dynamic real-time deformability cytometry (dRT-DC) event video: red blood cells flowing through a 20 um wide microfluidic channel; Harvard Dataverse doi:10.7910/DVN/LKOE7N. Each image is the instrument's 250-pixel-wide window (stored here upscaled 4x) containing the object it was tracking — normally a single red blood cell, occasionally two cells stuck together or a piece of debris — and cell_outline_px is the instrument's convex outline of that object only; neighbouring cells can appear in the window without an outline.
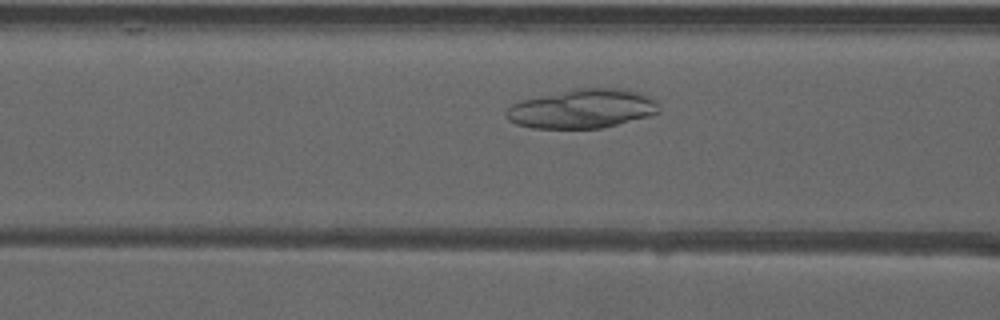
{"species": "common noctule bat (a hibernating species)", "species_latin": "Nyctalus noctula", "temperature_condition": "warm", "stored_images_in_passage": 45, "camera_frame_rate_fps": 3000, "um_per_image_px": 0.085, "animal": {"sex": "male", "forearm_length_mm": 52.5}, "frame": {"image": 1, "passage_image": 14, "time_ms": 4.333, "image_size_px": [1000, 320], "cell_outline_px": [[660, 112], [648, 116], [600, 128], [532, 128], [516, 124], [508, 120], [504, 116], [504, 112], [512, 104], [520, 100], [576, 88], [620, 88], [652, 96], [656, 100]], "centroid_in_image_um": [49.46, 9.24], "position_along_channel_um": 117.1, "area_um2": 34.8}}
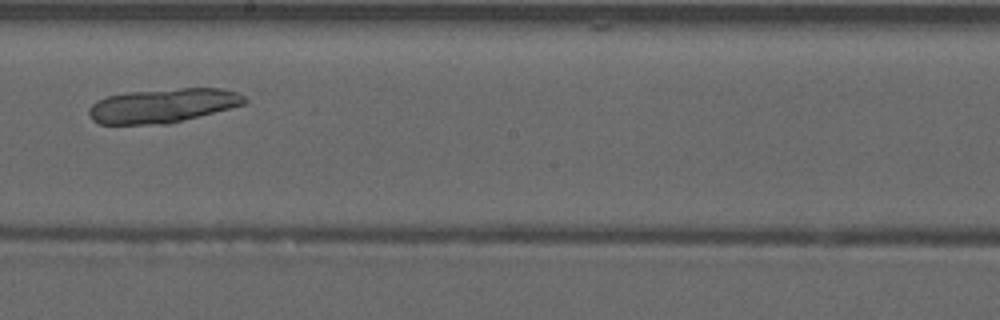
{"frame": {"image": 2, "passage_image": 23, "time_ms": 7.333, "image_size_px": [1000, 320], "cell_outline_px": [[248, 100], [244, 104], [168, 124], [100, 124], [92, 120], [88, 112], [88, 108], [96, 100], [108, 96], [128, 92], [180, 88], [224, 88], [240, 92]], "centroid_in_image_um": [13.83, 8.97], "position_along_channel_um": 234.4, "area_um2": 31.04}}
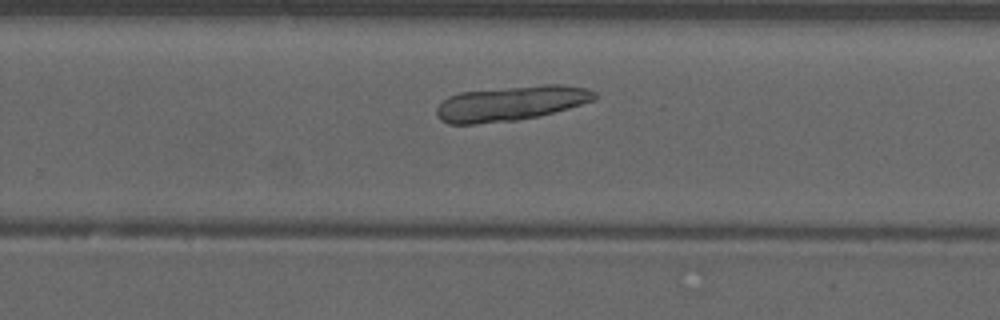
{"frame": {"image": 3, "passage_image": 27, "time_ms": 8.667, "image_size_px": [1000, 320], "cell_outline_px": [[596, 100], [540, 116], [516, 120], [476, 124], [448, 124], [440, 120], [436, 116], [436, 108], [448, 96], [460, 92], [544, 84], [564, 84], [588, 88], [596, 92]], "centroid_in_image_um": [43.44, 8.78], "position_along_channel_um": 286.4, "area_um2": 32.31}}